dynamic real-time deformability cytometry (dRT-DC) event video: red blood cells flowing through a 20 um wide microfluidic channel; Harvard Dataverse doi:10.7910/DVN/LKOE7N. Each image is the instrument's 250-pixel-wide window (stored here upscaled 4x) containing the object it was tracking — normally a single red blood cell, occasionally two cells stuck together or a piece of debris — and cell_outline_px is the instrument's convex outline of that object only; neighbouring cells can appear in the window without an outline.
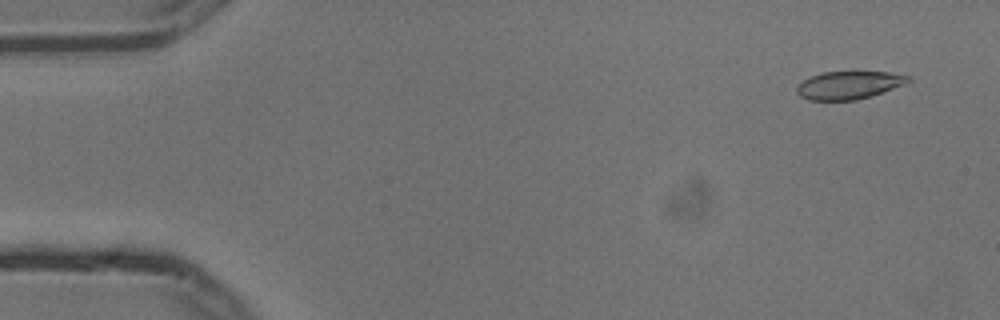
{"species": "common noctule bat (a hibernating species)", "species_latin": "Nyctalus noctula", "temperature_condition": "cold", "stored_images_in_passage": 8, "camera_frame_rate_fps": 3000, "um_per_image_px": 0.085, "animal": {"sex": "male", "body_mass_g": 13.3}, "frame": {"image": 1, "passage_image": 1, "time_ms": 0.0, "image_size_px": [1000, 320], "cell_outline_px": [[912, 80], [908, 84], [856, 100], [808, 100], [800, 96], [796, 92], [796, 88], [804, 80], [812, 76], [824, 72], [888, 72], [912, 76]], "centroid_in_image_um": [72.21, 7.23], "position_along_channel_um": 12.8, "area_um2": 18.09}}
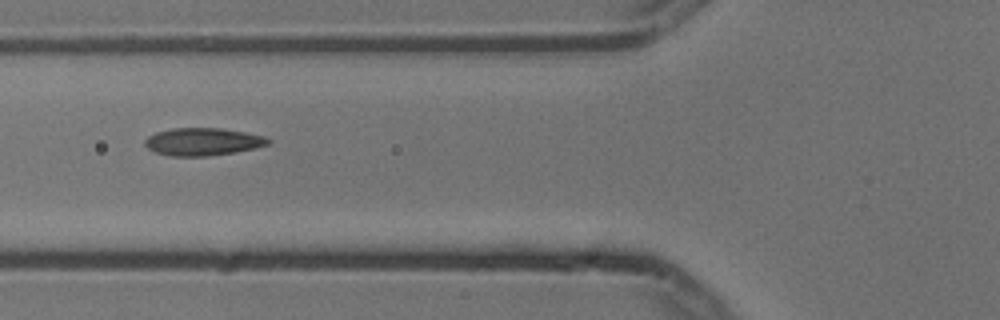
{"frame": {"image": 2, "passage_image": 6, "time_ms": 1.667, "image_size_px": [1000, 320], "cell_outline_px": [[272, 140], [268, 144], [256, 148], [236, 152], [208, 156], [172, 156], [156, 152], [148, 148], [144, 144], [144, 140], [148, 136], [156, 132], [172, 128], [220, 128], [244, 132], [264, 136]], "centroid_in_image_um": [17.24, 12.04], "position_along_channel_um": 108.6, "area_um2": 19.83}}
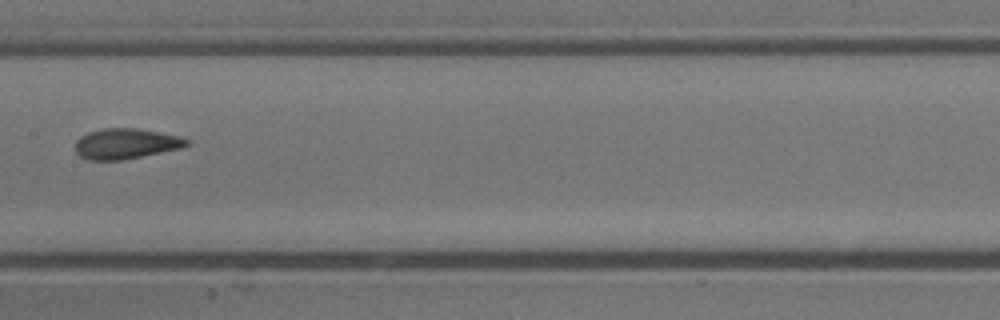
{"frame": {"image": 3, "passage_image": 8, "time_ms": 2.333, "image_size_px": [1000, 320], "cell_outline_px": [[188, 144], [180, 148], [120, 160], [88, 160], [80, 156], [76, 152], [76, 140], [80, 136], [88, 132], [104, 128], [136, 128], [180, 136], [188, 140]], "centroid_in_image_um": [10.65, 12.2], "position_along_channel_um": 196.8, "area_um2": 19.48}}